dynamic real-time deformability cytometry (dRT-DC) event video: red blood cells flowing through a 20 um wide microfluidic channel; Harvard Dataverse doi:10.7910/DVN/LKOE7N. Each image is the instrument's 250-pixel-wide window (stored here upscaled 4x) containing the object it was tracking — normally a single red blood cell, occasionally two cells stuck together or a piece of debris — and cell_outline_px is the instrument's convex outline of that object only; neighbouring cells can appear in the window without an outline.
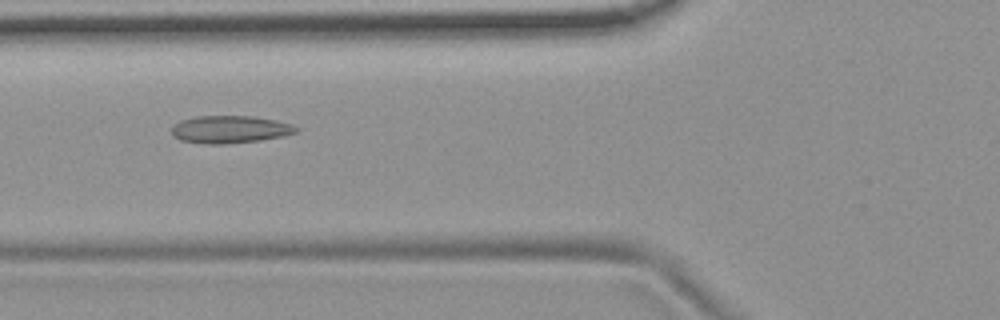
{"species": "common noctule bat (a hibernating species)", "species_latin": "Nyctalus noctula", "temperature_condition": "room temperature", "stored_images_in_passage": 4, "camera_frame_rate_fps": 3000, "um_per_image_px": 0.085, "animal": {"sex": "female", "body_mass_g": 19.9}, "frame": {"image": 1, "passage_image": 2, "time_ms": 1.333, "image_size_px": [1000, 320], "cell_outline_px": [[300, 128], [296, 132], [284, 136], [260, 140], [228, 144], [204, 144], [180, 140], [172, 136], [172, 128], [180, 120], [196, 116], [252, 116], [276, 120], [292, 124]], "centroid_in_image_um": [19.55, 11.0], "position_along_channel_um": 106.2, "area_um2": 20.11}}
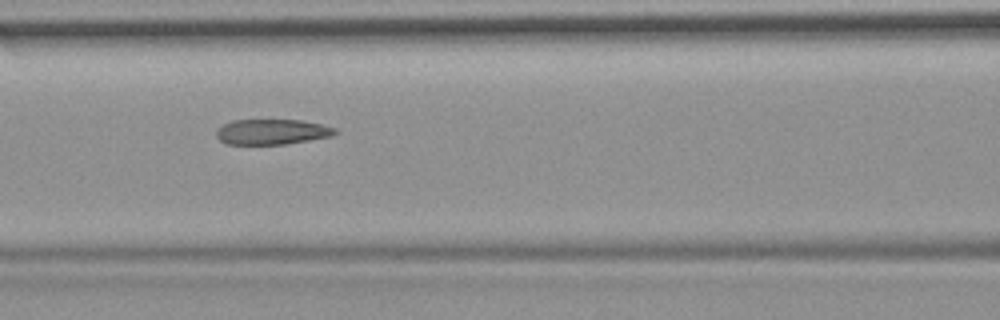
{"frame": {"image": 2, "passage_image": 3, "time_ms": 2.333, "image_size_px": [1000, 320], "cell_outline_px": [[340, 132], [332, 136], [284, 144], [228, 144], [220, 140], [216, 136], [216, 128], [232, 120], [304, 120], [336, 128]], "centroid_in_image_um": [23.12, 11.2], "position_along_channel_um": 143.5, "area_um2": 17.57}}
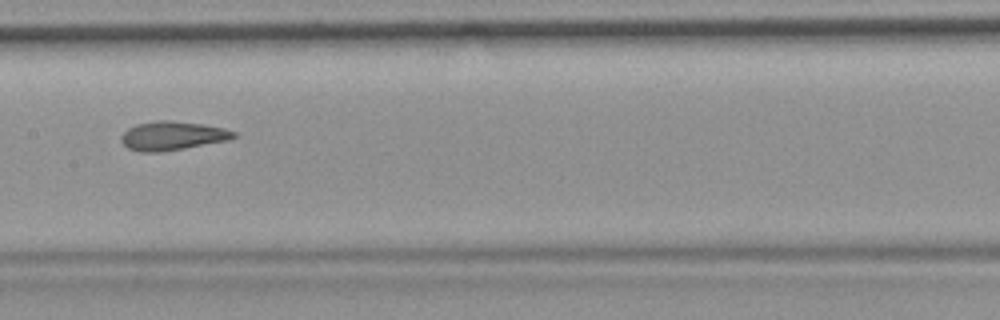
{"frame": {"image": 3, "passage_image": 4, "time_ms": 3.667, "image_size_px": [1000, 320], "cell_outline_px": [[240, 136], [228, 140], [184, 148], [160, 152], [140, 152], [128, 148], [120, 140], [120, 136], [128, 128], [136, 124], [156, 120], [172, 120], [200, 124], [224, 128], [236, 132]], "centroid_in_image_um": [14.65, 11.53], "position_along_channel_um": 192.7, "area_um2": 18.96}}